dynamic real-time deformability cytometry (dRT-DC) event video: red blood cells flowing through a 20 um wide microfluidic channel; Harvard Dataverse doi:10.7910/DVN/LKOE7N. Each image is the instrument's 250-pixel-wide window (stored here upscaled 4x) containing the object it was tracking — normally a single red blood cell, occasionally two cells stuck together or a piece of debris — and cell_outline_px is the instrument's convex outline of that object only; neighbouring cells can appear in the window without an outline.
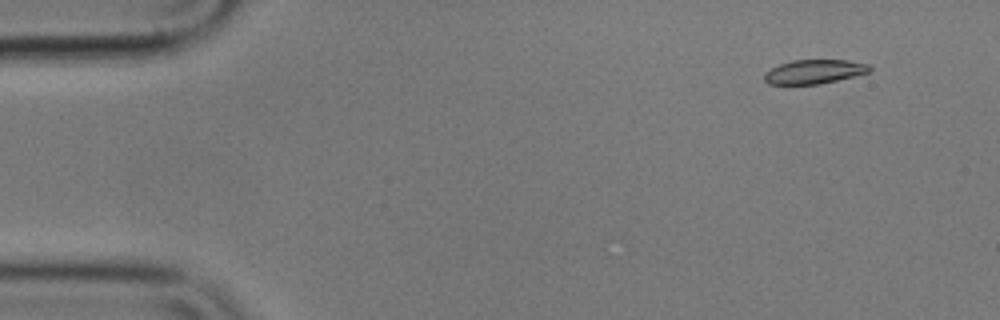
{"species": "common noctule bat (a hibernating species)", "species_latin": "Nyctalus noctula", "temperature_condition": "cold", "stored_images_in_passage": 56, "camera_frame_rate_fps": 3000, "um_per_image_px": 0.085, "animal": {"sex": "male", "body_mass_g": 17.9}, "frame": {"image": 1, "passage_image": 5, "time_ms": 1.333, "image_size_px": [1000, 320], "cell_outline_px": [[872, 72], [820, 84], [768, 84], [764, 80], [764, 76], [772, 68], [780, 64], [792, 60], [848, 60], [868, 64], [872, 68]], "centroid_in_image_um": [69.27, 6.09], "position_along_channel_um": 15.7, "area_um2": 14.74}}
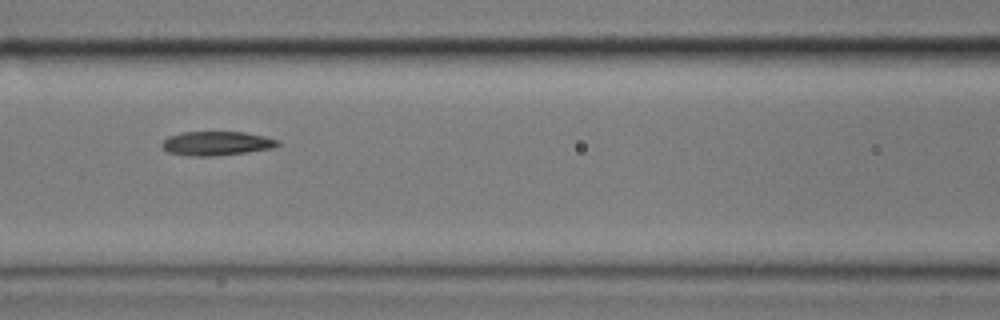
{"frame": {"image": 2, "passage_image": 24, "time_ms": 7.667, "image_size_px": [1000, 320], "cell_outline_px": [[280, 144], [272, 148], [248, 152], [216, 156], [188, 156], [168, 152], [160, 144], [168, 136], [180, 132], [244, 132], [264, 136], [276, 140]], "centroid_in_image_um": [18.37, 12.19], "position_along_channel_um": 148.2, "area_um2": 16.24}}
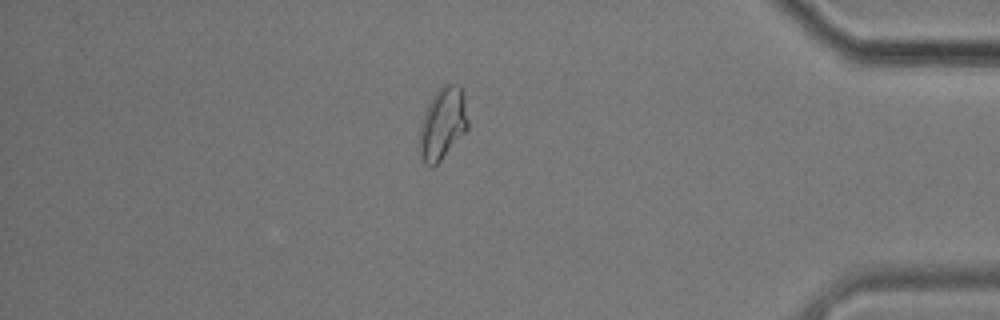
{"frame": {"image": 3, "passage_image": 48, "time_ms": 15.667, "image_size_px": [1000, 320], "cell_outline_px": [[468, 128], [440, 160], [432, 168], [424, 164], [420, 156], [420, 124], [424, 112], [428, 104], [436, 92], [444, 84], [460, 84], [464, 96], [468, 120]], "centroid_in_image_um": [37.62, 10.5], "position_along_channel_um": 397.6, "area_um2": 20.11}, "authors_computed_cell_mechanics": {"area_um2": 16.4152, "velocity_mm_per_s": 3.5565, "shape_relaxation_time_tau1_ms": 5.4735, "shape_relaxation_time_tau2_ms": 4.0485, "deformation_change_tau1": 0.1827, "deformation_change_tau2": 0.102}}